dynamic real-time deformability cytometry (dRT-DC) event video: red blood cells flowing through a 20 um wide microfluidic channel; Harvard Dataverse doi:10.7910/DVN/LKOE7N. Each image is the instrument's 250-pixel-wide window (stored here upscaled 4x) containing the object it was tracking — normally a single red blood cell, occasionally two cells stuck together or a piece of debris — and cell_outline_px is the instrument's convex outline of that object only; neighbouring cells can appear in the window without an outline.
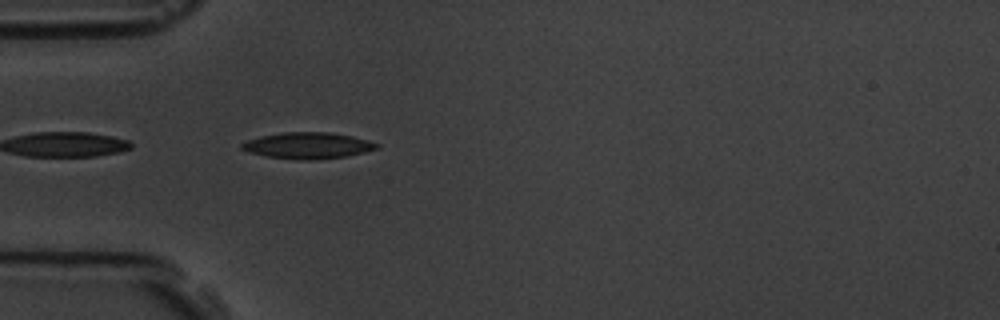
{"species": "common noctule bat (a hibernating species)", "species_latin": "Nyctalus noctula", "temperature_condition": "room temperature", "stored_images_in_passage": 37, "camera_frame_rate_fps": 3000, "um_per_image_px": 0.085, "animal": {"sex": "male", "body_mass_g": 19.5, "forearm_length_mm": 54.6}, "frame": {"image": 1, "passage_image": 1, "time_ms": 0.0, "image_size_px": [1000, 320], "cell_outline_px": [[380, 144], [376, 148], [364, 152], [344, 156], [308, 160], [264, 156], [248, 152], [240, 148], [240, 144], [248, 140], [260, 136], [284, 132], [332, 132], [352, 136], [368, 140]], "centroid_in_image_um": [26.13, 12.36], "position_along_channel_um": 58.9, "area_um2": 20.46}}
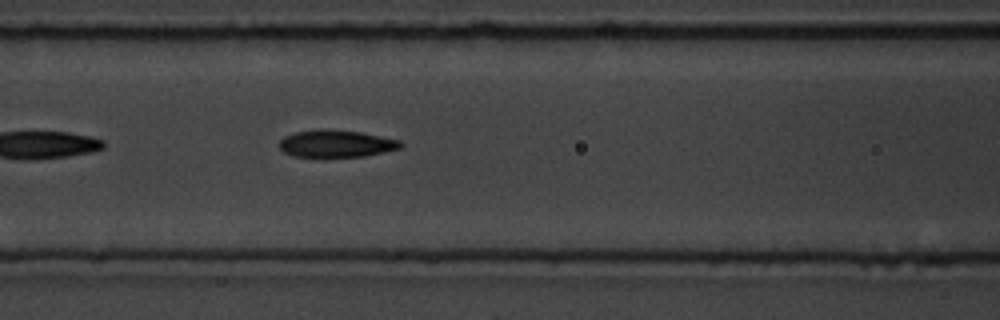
{"frame": {"image": 2, "passage_image": 8, "time_ms": 2.333, "image_size_px": [1000, 320], "cell_outline_px": [[404, 144], [400, 148], [384, 152], [364, 156], [292, 156], [284, 152], [280, 148], [280, 140], [284, 136], [296, 132], [320, 128], [324, 128], [360, 132], [400, 140]], "centroid_in_image_um": [28.58, 12.19], "position_along_channel_um": 138.0, "area_um2": 19.13}}
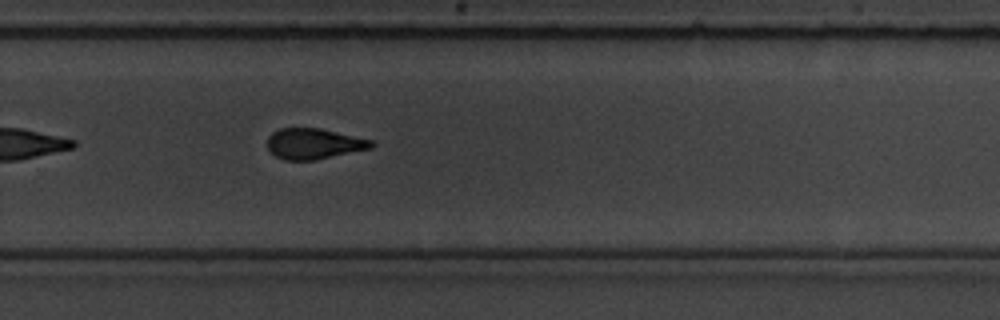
{"frame": {"image": 3, "passage_image": 22, "time_ms": 7.0, "image_size_px": [1000, 320], "cell_outline_px": [[376, 144], [372, 148], [312, 160], [284, 160], [276, 156], [268, 148], [268, 136], [272, 132], [280, 128], [320, 128], [376, 140]], "centroid_in_image_um": [26.72, 12.2], "position_along_channel_um": 303.1, "area_um2": 18.67}, "authors_computed_cell_mechanics": {"area_um2": 19.1318, "velocity_mm_per_s": 3.5517, "shape_relaxation_time_tau1_ms": 3.0601, "shape_relaxation_time_tau2_ms": 1.5725, "deformation_change_tau1": 0.1447, "deformation_change_tau2": 0.0846}}